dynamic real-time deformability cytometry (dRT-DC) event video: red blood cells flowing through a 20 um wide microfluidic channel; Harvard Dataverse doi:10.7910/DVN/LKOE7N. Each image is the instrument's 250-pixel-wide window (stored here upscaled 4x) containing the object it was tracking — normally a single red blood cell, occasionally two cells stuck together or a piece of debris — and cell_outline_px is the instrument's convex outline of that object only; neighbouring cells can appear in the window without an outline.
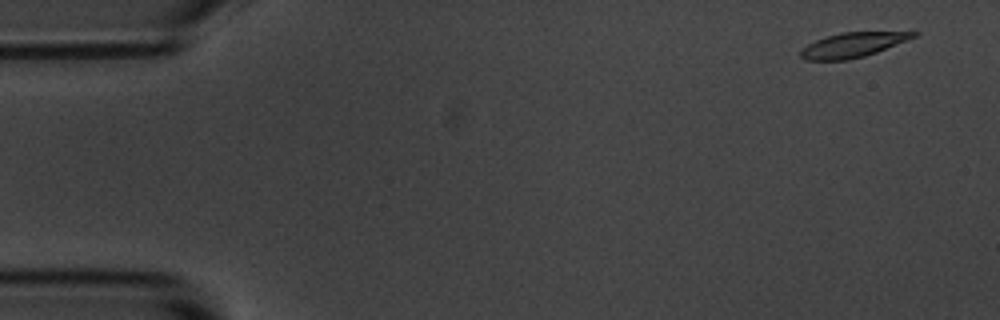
{"species": "common noctule bat (a hibernating species)", "species_latin": "Nyctalus noctula", "temperature_condition": "room temperature", "stored_images_in_passage": 6, "camera_frame_rate_fps": 3000, "um_per_image_px": 0.085, "animal": {"sex": "male", "body_mass_g": 20.1, "forearm_length_mm": 53.5}, "frame": {"image": 1, "passage_image": 1, "time_ms": 0.0, "image_size_px": [1000, 320], "cell_outline_px": [[920, 32], [916, 36], [908, 40], [876, 52], [864, 56], [848, 60], [804, 60], [800, 56], [800, 52], [808, 44], [816, 40], [840, 32]], "centroid_in_image_um": [72.47, 3.82], "position_along_channel_um": 12.5, "area_um2": 16.01}}
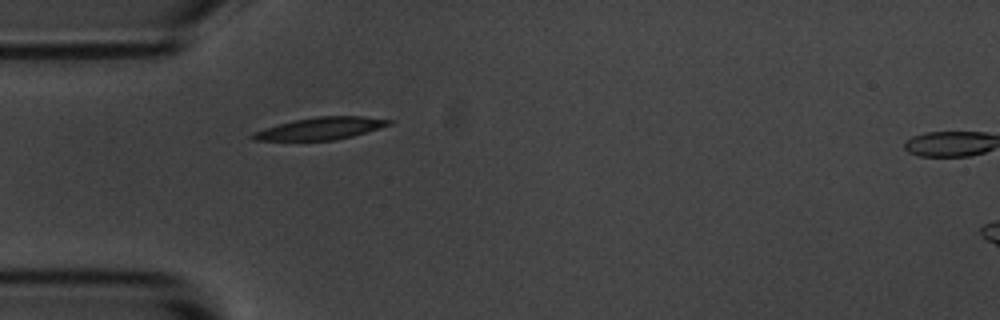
{"frame": {"image": 2, "passage_image": 5, "time_ms": 4.333, "image_size_px": [1000, 320], "cell_outline_px": [[392, 124], [380, 128], [352, 136], [332, 140], [252, 140], [248, 136], [252, 132], [264, 128], [296, 120], [316, 116], [360, 116], [392, 120]], "centroid_in_image_um": [27.23, 10.92], "position_along_channel_um": 57.8, "area_um2": 17.46}}